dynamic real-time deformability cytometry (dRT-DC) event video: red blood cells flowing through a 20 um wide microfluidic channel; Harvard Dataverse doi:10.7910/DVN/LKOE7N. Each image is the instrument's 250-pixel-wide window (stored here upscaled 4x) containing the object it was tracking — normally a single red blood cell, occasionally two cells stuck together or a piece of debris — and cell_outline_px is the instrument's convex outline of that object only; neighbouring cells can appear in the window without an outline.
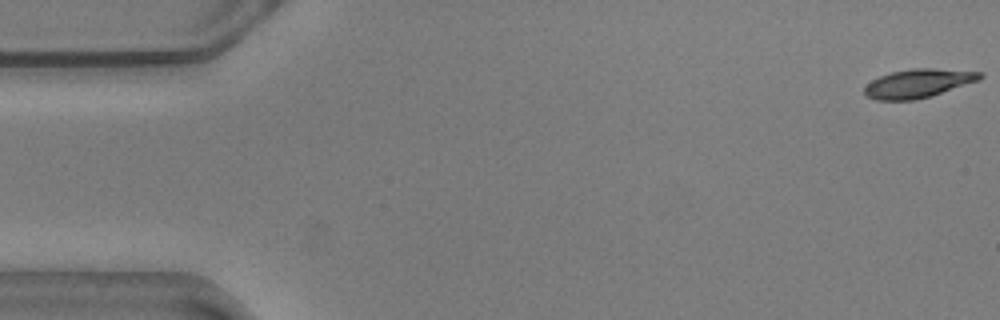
{"species": "common noctule bat (a hibernating species)", "species_latin": "Nyctalus noctula", "temperature_condition": "warm", "stored_images_in_passage": 26, "camera_frame_rate_fps": 3000, "um_per_image_px": 0.085, "animal": {"sex": "male", "body_mass_g": 20.5, "forearm_length_mm": 52.5}, "frame": {"image": 1, "passage_image": 1, "time_ms": 0.0, "image_size_px": [1000, 320], "cell_outline_px": [[984, 76], [980, 80], [932, 96], [912, 100], [876, 100], [868, 96], [864, 92], [864, 88], [872, 80], [880, 76], [892, 72], [912, 68], [936, 68], [984, 72]], "centroid_in_image_um": [78.1, 7.08], "position_along_channel_um": 6.9, "area_um2": 19.36}}
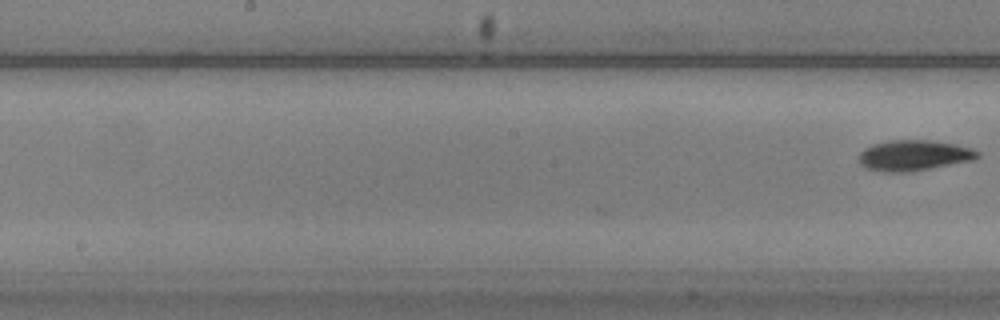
{"frame": {"image": 2, "passage_image": 26, "time_ms": 8.333, "image_size_px": [1000, 320], "cell_outline_px": [[980, 156], [972, 160], [908, 172], [884, 172], [864, 168], [860, 164], [860, 152], [864, 148], [872, 144], [888, 140], [928, 140], [956, 144], [972, 148], [980, 152]], "centroid_in_image_um": [77.65, 13.2], "position_along_channel_um": 170.5, "area_um2": 21.15}}